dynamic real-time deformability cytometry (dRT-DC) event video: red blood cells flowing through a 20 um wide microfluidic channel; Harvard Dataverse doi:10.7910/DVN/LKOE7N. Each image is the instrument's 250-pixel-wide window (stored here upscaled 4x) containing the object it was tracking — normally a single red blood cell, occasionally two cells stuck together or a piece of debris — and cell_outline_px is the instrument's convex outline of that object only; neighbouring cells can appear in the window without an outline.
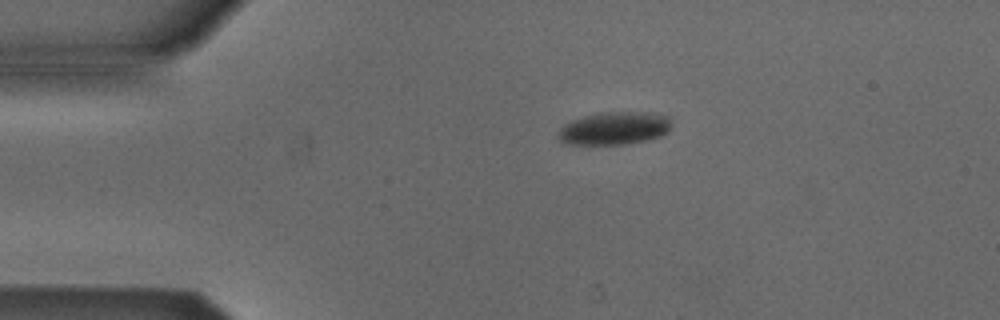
{"species": "Egyptian fruit bat (a non-hibernating species)", "species_latin": "Rousettus aegyptiacus", "temperature_condition": "cold", "stored_images_in_passage": 4, "camera_frame_rate_fps": 3000, "um_per_image_px": 0.085, "animal": {"sex": "male"}, "frame": {"image": 1, "passage_image": 1, "time_ms": 0.0, "image_size_px": [1000, 320], "cell_outline_px": [[672, 128], [668, 132], [660, 136], [648, 140], [624, 144], [568, 144], [560, 140], [556, 136], [560, 128], [564, 124], [572, 120], [584, 116], [600, 112], [644, 112], [668, 116], [672, 124]], "centroid_in_image_um": [52.23, 10.9], "position_along_channel_um": 32.8, "area_um2": 21.79}}
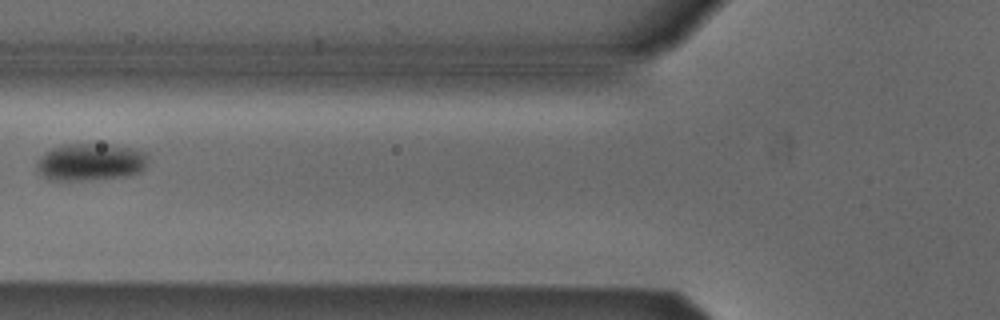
{"frame": {"image": 2, "passage_image": 3, "time_ms": 3.333, "image_size_px": [1000, 320], "cell_outline_px": [[148, 164], [140, 172], [128, 176], [92, 180], [48, 180], [36, 168], [36, 160], [44, 152], [52, 148], [64, 144], [112, 144], [136, 148], [144, 152], [148, 156]], "centroid_in_image_um": [7.71, 13.77], "position_along_channel_um": 118.1, "area_um2": 24.68}}
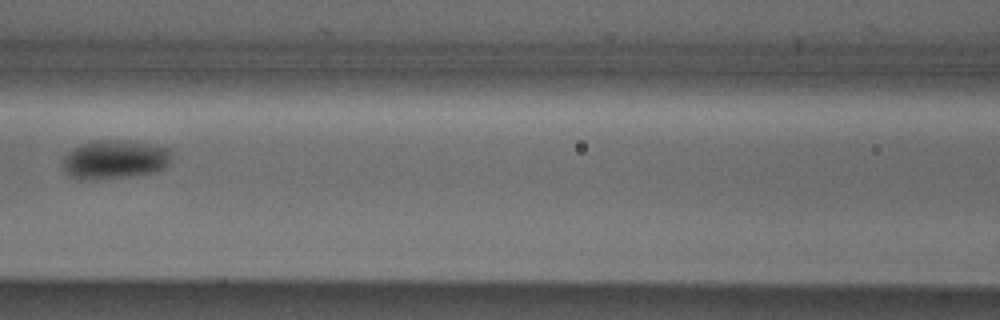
{"frame": {"image": 3, "passage_image": 4, "time_ms": 4.333, "image_size_px": [1000, 320], "cell_outline_px": [[168, 164], [164, 168], [156, 172], [128, 176], [80, 180], [68, 176], [64, 172], [64, 156], [72, 148], [80, 144], [92, 140], [128, 140], [168, 148]], "centroid_in_image_um": [9.68, 13.55], "position_along_channel_um": 156.9, "area_um2": 24.45}}